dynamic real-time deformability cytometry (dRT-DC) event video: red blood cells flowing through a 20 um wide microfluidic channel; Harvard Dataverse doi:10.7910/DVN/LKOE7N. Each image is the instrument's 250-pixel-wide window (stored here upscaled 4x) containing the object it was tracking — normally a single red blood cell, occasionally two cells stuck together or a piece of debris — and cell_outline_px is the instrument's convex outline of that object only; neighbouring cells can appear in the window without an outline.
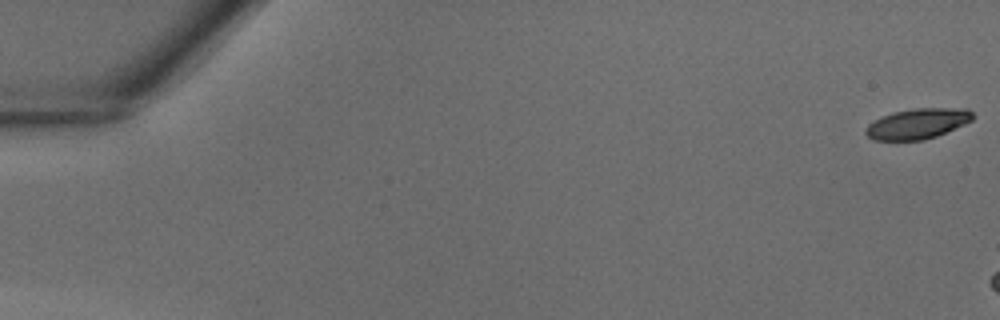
{"species": "common noctule bat (a hibernating species)", "species_latin": "Nyctalus noctula", "temperature_condition": "warm", "stored_images_in_passage": 10, "camera_frame_rate_fps": 3000, "um_per_image_px": 0.085, "animal": {"sex": "male", "body_mass_g": 18.8}, "frame": {"image": 1, "passage_image": 1, "time_ms": 0.0, "image_size_px": [1000, 320], "cell_outline_px": [[972, 120], [964, 124], [936, 136], [924, 140], [872, 140], [864, 132], [868, 124], [892, 112], [912, 108], [968, 108], [972, 112]], "centroid_in_image_um": [77.98, 10.51], "position_along_channel_um": 7.0, "area_um2": 18.84}}